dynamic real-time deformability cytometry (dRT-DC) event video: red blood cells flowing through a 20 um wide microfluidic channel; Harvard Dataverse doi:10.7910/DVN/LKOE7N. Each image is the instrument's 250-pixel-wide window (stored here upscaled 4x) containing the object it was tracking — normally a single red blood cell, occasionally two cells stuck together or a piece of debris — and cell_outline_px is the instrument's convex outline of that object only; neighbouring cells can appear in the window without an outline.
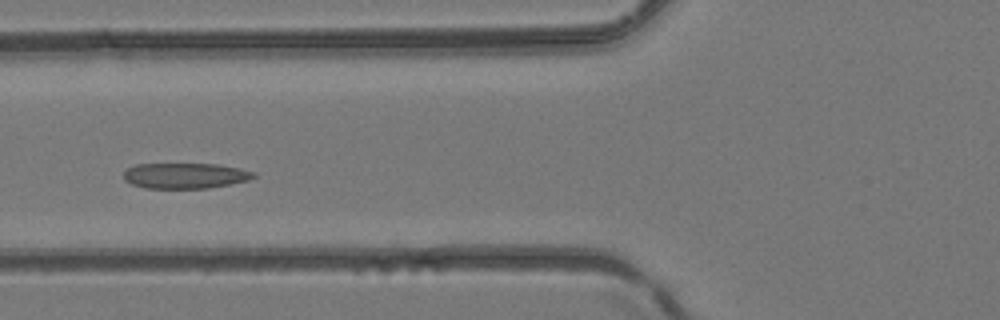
{"species": "common noctule bat (a hibernating species)", "species_latin": "Nyctalus noctula", "temperature_condition": "room temperature", "stored_images_in_passage": 3, "camera_frame_rate_fps": 3000, "um_per_image_px": 0.085, "animal": {"sex": "female", "body_mass_g": 24.6, "forearm_length_mm": 56.2}, "frame": {"image": 1, "passage_image": 3, "time_ms": 0.667, "image_size_px": [1000, 320], "cell_outline_px": [[256, 176], [248, 180], [208, 188], [144, 188], [132, 184], [124, 180], [124, 172], [128, 168], [136, 164], [216, 164], [240, 168], [256, 172]], "centroid_in_image_um": [15.74, 14.93], "position_along_channel_um": 110.1, "area_um2": 19.31}}